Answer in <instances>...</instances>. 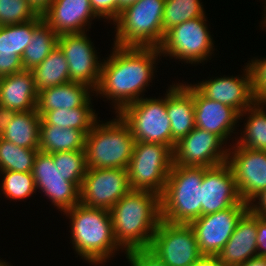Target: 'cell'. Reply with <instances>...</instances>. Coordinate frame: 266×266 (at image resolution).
Segmentation results:
<instances>
[{
	"label": "cell",
	"instance_id": "6da1fadb",
	"mask_svg": "<svg viewBox=\"0 0 266 266\" xmlns=\"http://www.w3.org/2000/svg\"><path fill=\"white\" fill-rule=\"evenodd\" d=\"M158 57L161 52L157 47L113 45L112 54L103 59L100 82L94 93L112 100L118 114L126 105L144 97L142 92L154 79Z\"/></svg>",
	"mask_w": 266,
	"mask_h": 266
},
{
	"label": "cell",
	"instance_id": "7a4b0ae2",
	"mask_svg": "<svg viewBox=\"0 0 266 266\" xmlns=\"http://www.w3.org/2000/svg\"><path fill=\"white\" fill-rule=\"evenodd\" d=\"M109 211L114 237L122 250L150 247L161 221L160 195L130 190Z\"/></svg>",
	"mask_w": 266,
	"mask_h": 266
},
{
	"label": "cell",
	"instance_id": "3957f363",
	"mask_svg": "<svg viewBox=\"0 0 266 266\" xmlns=\"http://www.w3.org/2000/svg\"><path fill=\"white\" fill-rule=\"evenodd\" d=\"M64 214L71 219L72 248L90 264H103L122 249L115 240L109 210L79 203Z\"/></svg>",
	"mask_w": 266,
	"mask_h": 266
},
{
	"label": "cell",
	"instance_id": "277c9868",
	"mask_svg": "<svg viewBox=\"0 0 266 266\" xmlns=\"http://www.w3.org/2000/svg\"><path fill=\"white\" fill-rule=\"evenodd\" d=\"M97 120L86 135L87 168L127 169L133 154L135 138L128 124L120 117L105 123Z\"/></svg>",
	"mask_w": 266,
	"mask_h": 266
},
{
	"label": "cell",
	"instance_id": "5b68a950",
	"mask_svg": "<svg viewBox=\"0 0 266 266\" xmlns=\"http://www.w3.org/2000/svg\"><path fill=\"white\" fill-rule=\"evenodd\" d=\"M203 167L173 164L160 195L161 219L190 224L201 216Z\"/></svg>",
	"mask_w": 266,
	"mask_h": 266
},
{
	"label": "cell",
	"instance_id": "8992f818",
	"mask_svg": "<svg viewBox=\"0 0 266 266\" xmlns=\"http://www.w3.org/2000/svg\"><path fill=\"white\" fill-rule=\"evenodd\" d=\"M165 0H138L121 10L115 24L114 45L122 47H157L164 40Z\"/></svg>",
	"mask_w": 266,
	"mask_h": 266
},
{
	"label": "cell",
	"instance_id": "52a82bcc",
	"mask_svg": "<svg viewBox=\"0 0 266 266\" xmlns=\"http://www.w3.org/2000/svg\"><path fill=\"white\" fill-rule=\"evenodd\" d=\"M173 165V150L161 143L136 141L128 165L131 190L161 195Z\"/></svg>",
	"mask_w": 266,
	"mask_h": 266
},
{
	"label": "cell",
	"instance_id": "ba28073f",
	"mask_svg": "<svg viewBox=\"0 0 266 266\" xmlns=\"http://www.w3.org/2000/svg\"><path fill=\"white\" fill-rule=\"evenodd\" d=\"M128 124L135 141L161 143L172 149L171 124L164 98H141L119 113Z\"/></svg>",
	"mask_w": 266,
	"mask_h": 266
},
{
	"label": "cell",
	"instance_id": "9c48e42d",
	"mask_svg": "<svg viewBox=\"0 0 266 266\" xmlns=\"http://www.w3.org/2000/svg\"><path fill=\"white\" fill-rule=\"evenodd\" d=\"M206 21V17L201 16L169 29L159 47L161 55L190 64L211 60L214 42Z\"/></svg>",
	"mask_w": 266,
	"mask_h": 266
},
{
	"label": "cell",
	"instance_id": "30bf717a",
	"mask_svg": "<svg viewBox=\"0 0 266 266\" xmlns=\"http://www.w3.org/2000/svg\"><path fill=\"white\" fill-rule=\"evenodd\" d=\"M149 249L168 266H193L203 255L189 224L161 219Z\"/></svg>",
	"mask_w": 266,
	"mask_h": 266
},
{
	"label": "cell",
	"instance_id": "8fae6325",
	"mask_svg": "<svg viewBox=\"0 0 266 266\" xmlns=\"http://www.w3.org/2000/svg\"><path fill=\"white\" fill-rule=\"evenodd\" d=\"M130 190L127 169L88 168L80 187V203L110 210Z\"/></svg>",
	"mask_w": 266,
	"mask_h": 266
},
{
	"label": "cell",
	"instance_id": "7c38bea8",
	"mask_svg": "<svg viewBox=\"0 0 266 266\" xmlns=\"http://www.w3.org/2000/svg\"><path fill=\"white\" fill-rule=\"evenodd\" d=\"M249 210L241 201L228 209L203 215L191 222L202 255L217 256L234 233L240 218Z\"/></svg>",
	"mask_w": 266,
	"mask_h": 266
},
{
	"label": "cell",
	"instance_id": "4fadbf2b",
	"mask_svg": "<svg viewBox=\"0 0 266 266\" xmlns=\"http://www.w3.org/2000/svg\"><path fill=\"white\" fill-rule=\"evenodd\" d=\"M89 39L85 32L61 34L58 46L67 60L70 81L84 83L95 91L100 82L102 61Z\"/></svg>",
	"mask_w": 266,
	"mask_h": 266
},
{
	"label": "cell",
	"instance_id": "5bb4252c",
	"mask_svg": "<svg viewBox=\"0 0 266 266\" xmlns=\"http://www.w3.org/2000/svg\"><path fill=\"white\" fill-rule=\"evenodd\" d=\"M235 145L231 149L229 147L227 163L232 169L242 201L250 204L266 189V151Z\"/></svg>",
	"mask_w": 266,
	"mask_h": 266
},
{
	"label": "cell",
	"instance_id": "9a60e30c",
	"mask_svg": "<svg viewBox=\"0 0 266 266\" xmlns=\"http://www.w3.org/2000/svg\"><path fill=\"white\" fill-rule=\"evenodd\" d=\"M217 135L195 127L181 138L173 150V164L214 167L227 162L229 148Z\"/></svg>",
	"mask_w": 266,
	"mask_h": 266
},
{
	"label": "cell",
	"instance_id": "2e32d148",
	"mask_svg": "<svg viewBox=\"0 0 266 266\" xmlns=\"http://www.w3.org/2000/svg\"><path fill=\"white\" fill-rule=\"evenodd\" d=\"M32 174L36 190H42L59 211L64 212L80 203V189L73 182L65 180L54 164L52 154L38 151Z\"/></svg>",
	"mask_w": 266,
	"mask_h": 266
},
{
	"label": "cell",
	"instance_id": "e0dca14e",
	"mask_svg": "<svg viewBox=\"0 0 266 266\" xmlns=\"http://www.w3.org/2000/svg\"><path fill=\"white\" fill-rule=\"evenodd\" d=\"M241 201L232 169L227 162L203 167L201 216L228 209Z\"/></svg>",
	"mask_w": 266,
	"mask_h": 266
},
{
	"label": "cell",
	"instance_id": "ac0fdd59",
	"mask_svg": "<svg viewBox=\"0 0 266 266\" xmlns=\"http://www.w3.org/2000/svg\"><path fill=\"white\" fill-rule=\"evenodd\" d=\"M239 77H216L192 84L203 96L231 106L239 114L254 104L251 77L247 65Z\"/></svg>",
	"mask_w": 266,
	"mask_h": 266
},
{
	"label": "cell",
	"instance_id": "d6986e66",
	"mask_svg": "<svg viewBox=\"0 0 266 266\" xmlns=\"http://www.w3.org/2000/svg\"><path fill=\"white\" fill-rule=\"evenodd\" d=\"M195 127L219 136L227 142L235 131L239 113L231 106L203 96L193 86Z\"/></svg>",
	"mask_w": 266,
	"mask_h": 266
},
{
	"label": "cell",
	"instance_id": "ffe728a7",
	"mask_svg": "<svg viewBox=\"0 0 266 266\" xmlns=\"http://www.w3.org/2000/svg\"><path fill=\"white\" fill-rule=\"evenodd\" d=\"M42 16L57 35L87 33L86 26H91L90 21L99 19L92 10L90 0H53Z\"/></svg>",
	"mask_w": 266,
	"mask_h": 266
},
{
	"label": "cell",
	"instance_id": "44dd1931",
	"mask_svg": "<svg viewBox=\"0 0 266 266\" xmlns=\"http://www.w3.org/2000/svg\"><path fill=\"white\" fill-rule=\"evenodd\" d=\"M38 91L31 70L1 77L0 112H24L37 110Z\"/></svg>",
	"mask_w": 266,
	"mask_h": 266
},
{
	"label": "cell",
	"instance_id": "7402d4cb",
	"mask_svg": "<svg viewBox=\"0 0 266 266\" xmlns=\"http://www.w3.org/2000/svg\"><path fill=\"white\" fill-rule=\"evenodd\" d=\"M166 110L171 124L172 150L195 128L193 85L177 83L166 91Z\"/></svg>",
	"mask_w": 266,
	"mask_h": 266
},
{
	"label": "cell",
	"instance_id": "603a6c76",
	"mask_svg": "<svg viewBox=\"0 0 266 266\" xmlns=\"http://www.w3.org/2000/svg\"><path fill=\"white\" fill-rule=\"evenodd\" d=\"M257 255V215L248 210L217 256L222 266H237Z\"/></svg>",
	"mask_w": 266,
	"mask_h": 266
},
{
	"label": "cell",
	"instance_id": "cb8c5ba5",
	"mask_svg": "<svg viewBox=\"0 0 266 266\" xmlns=\"http://www.w3.org/2000/svg\"><path fill=\"white\" fill-rule=\"evenodd\" d=\"M40 123L37 110L3 113L0 116V137L20 147L39 149Z\"/></svg>",
	"mask_w": 266,
	"mask_h": 266
},
{
	"label": "cell",
	"instance_id": "d4e9b609",
	"mask_svg": "<svg viewBox=\"0 0 266 266\" xmlns=\"http://www.w3.org/2000/svg\"><path fill=\"white\" fill-rule=\"evenodd\" d=\"M95 91L84 83L68 82L44 89L38 93L37 112L41 116L45 111L73 109L83 106Z\"/></svg>",
	"mask_w": 266,
	"mask_h": 266
},
{
	"label": "cell",
	"instance_id": "484cf974",
	"mask_svg": "<svg viewBox=\"0 0 266 266\" xmlns=\"http://www.w3.org/2000/svg\"><path fill=\"white\" fill-rule=\"evenodd\" d=\"M86 134L73 128L55 125H40L39 151L56 153L66 151H85Z\"/></svg>",
	"mask_w": 266,
	"mask_h": 266
},
{
	"label": "cell",
	"instance_id": "4316f807",
	"mask_svg": "<svg viewBox=\"0 0 266 266\" xmlns=\"http://www.w3.org/2000/svg\"><path fill=\"white\" fill-rule=\"evenodd\" d=\"M90 104H92L91 98L81 107L45 111L41 115L40 125L78 129L87 135L98 119Z\"/></svg>",
	"mask_w": 266,
	"mask_h": 266
},
{
	"label": "cell",
	"instance_id": "83f0119b",
	"mask_svg": "<svg viewBox=\"0 0 266 266\" xmlns=\"http://www.w3.org/2000/svg\"><path fill=\"white\" fill-rule=\"evenodd\" d=\"M31 71L38 93L44 89L70 82L68 63L58 45Z\"/></svg>",
	"mask_w": 266,
	"mask_h": 266
},
{
	"label": "cell",
	"instance_id": "f1b7e54d",
	"mask_svg": "<svg viewBox=\"0 0 266 266\" xmlns=\"http://www.w3.org/2000/svg\"><path fill=\"white\" fill-rule=\"evenodd\" d=\"M58 38L54 30L42 20L33 31L32 39L25 48L21 62L25 70H33L58 45Z\"/></svg>",
	"mask_w": 266,
	"mask_h": 266
},
{
	"label": "cell",
	"instance_id": "f546056e",
	"mask_svg": "<svg viewBox=\"0 0 266 266\" xmlns=\"http://www.w3.org/2000/svg\"><path fill=\"white\" fill-rule=\"evenodd\" d=\"M264 107L263 104L254 103L239 114L241 119L246 115L249 118L246 119L243 133L240 131V140L238 139L236 142L240 147L266 151V111L263 109Z\"/></svg>",
	"mask_w": 266,
	"mask_h": 266
},
{
	"label": "cell",
	"instance_id": "4dcf8cb0",
	"mask_svg": "<svg viewBox=\"0 0 266 266\" xmlns=\"http://www.w3.org/2000/svg\"><path fill=\"white\" fill-rule=\"evenodd\" d=\"M43 20L42 14L28 22L0 26V55H18L20 58L33 36L34 28Z\"/></svg>",
	"mask_w": 266,
	"mask_h": 266
},
{
	"label": "cell",
	"instance_id": "1f68e13d",
	"mask_svg": "<svg viewBox=\"0 0 266 266\" xmlns=\"http://www.w3.org/2000/svg\"><path fill=\"white\" fill-rule=\"evenodd\" d=\"M39 149H27L0 137V171L32 172Z\"/></svg>",
	"mask_w": 266,
	"mask_h": 266
},
{
	"label": "cell",
	"instance_id": "d6a6232c",
	"mask_svg": "<svg viewBox=\"0 0 266 266\" xmlns=\"http://www.w3.org/2000/svg\"><path fill=\"white\" fill-rule=\"evenodd\" d=\"M205 16L200 0H165L163 33L185 21Z\"/></svg>",
	"mask_w": 266,
	"mask_h": 266
},
{
	"label": "cell",
	"instance_id": "836d02e7",
	"mask_svg": "<svg viewBox=\"0 0 266 266\" xmlns=\"http://www.w3.org/2000/svg\"><path fill=\"white\" fill-rule=\"evenodd\" d=\"M54 164L79 189L87 172L85 151H66L52 153Z\"/></svg>",
	"mask_w": 266,
	"mask_h": 266
},
{
	"label": "cell",
	"instance_id": "e575fe53",
	"mask_svg": "<svg viewBox=\"0 0 266 266\" xmlns=\"http://www.w3.org/2000/svg\"><path fill=\"white\" fill-rule=\"evenodd\" d=\"M0 174L4 175L0 189L7 199L23 200L36 191L32 172L0 171Z\"/></svg>",
	"mask_w": 266,
	"mask_h": 266
},
{
	"label": "cell",
	"instance_id": "d590c367",
	"mask_svg": "<svg viewBox=\"0 0 266 266\" xmlns=\"http://www.w3.org/2000/svg\"><path fill=\"white\" fill-rule=\"evenodd\" d=\"M38 15L28 0H0V26L28 22Z\"/></svg>",
	"mask_w": 266,
	"mask_h": 266
},
{
	"label": "cell",
	"instance_id": "8d00e7d4",
	"mask_svg": "<svg viewBox=\"0 0 266 266\" xmlns=\"http://www.w3.org/2000/svg\"><path fill=\"white\" fill-rule=\"evenodd\" d=\"M247 67L251 77L254 103L266 105V58L252 59Z\"/></svg>",
	"mask_w": 266,
	"mask_h": 266
},
{
	"label": "cell",
	"instance_id": "74e56055",
	"mask_svg": "<svg viewBox=\"0 0 266 266\" xmlns=\"http://www.w3.org/2000/svg\"><path fill=\"white\" fill-rule=\"evenodd\" d=\"M125 254L131 266H168L149 248L132 249Z\"/></svg>",
	"mask_w": 266,
	"mask_h": 266
},
{
	"label": "cell",
	"instance_id": "f35d334b",
	"mask_svg": "<svg viewBox=\"0 0 266 266\" xmlns=\"http://www.w3.org/2000/svg\"><path fill=\"white\" fill-rule=\"evenodd\" d=\"M90 4L99 18L114 22L119 16L118 0H90Z\"/></svg>",
	"mask_w": 266,
	"mask_h": 266
},
{
	"label": "cell",
	"instance_id": "ab89813d",
	"mask_svg": "<svg viewBox=\"0 0 266 266\" xmlns=\"http://www.w3.org/2000/svg\"><path fill=\"white\" fill-rule=\"evenodd\" d=\"M21 58L18 55H0V77L22 71Z\"/></svg>",
	"mask_w": 266,
	"mask_h": 266
},
{
	"label": "cell",
	"instance_id": "60d3db41",
	"mask_svg": "<svg viewBox=\"0 0 266 266\" xmlns=\"http://www.w3.org/2000/svg\"><path fill=\"white\" fill-rule=\"evenodd\" d=\"M257 251L258 256L266 257V218L257 215Z\"/></svg>",
	"mask_w": 266,
	"mask_h": 266
},
{
	"label": "cell",
	"instance_id": "b9f144b4",
	"mask_svg": "<svg viewBox=\"0 0 266 266\" xmlns=\"http://www.w3.org/2000/svg\"><path fill=\"white\" fill-rule=\"evenodd\" d=\"M259 200V201H256ZM254 202L256 204H254ZM249 210L260 217L266 218V189L258 194L250 204H248Z\"/></svg>",
	"mask_w": 266,
	"mask_h": 266
},
{
	"label": "cell",
	"instance_id": "7bdbcfd3",
	"mask_svg": "<svg viewBox=\"0 0 266 266\" xmlns=\"http://www.w3.org/2000/svg\"><path fill=\"white\" fill-rule=\"evenodd\" d=\"M193 266H222L218 256L203 255Z\"/></svg>",
	"mask_w": 266,
	"mask_h": 266
},
{
	"label": "cell",
	"instance_id": "ee69618b",
	"mask_svg": "<svg viewBox=\"0 0 266 266\" xmlns=\"http://www.w3.org/2000/svg\"><path fill=\"white\" fill-rule=\"evenodd\" d=\"M53 0H28L35 10L42 14L51 4Z\"/></svg>",
	"mask_w": 266,
	"mask_h": 266
},
{
	"label": "cell",
	"instance_id": "f6af8a7d",
	"mask_svg": "<svg viewBox=\"0 0 266 266\" xmlns=\"http://www.w3.org/2000/svg\"><path fill=\"white\" fill-rule=\"evenodd\" d=\"M237 266H266V257L257 255Z\"/></svg>",
	"mask_w": 266,
	"mask_h": 266
},
{
	"label": "cell",
	"instance_id": "bcb514c9",
	"mask_svg": "<svg viewBox=\"0 0 266 266\" xmlns=\"http://www.w3.org/2000/svg\"><path fill=\"white\" fill-rule=\"evenodd\" d=\"M138 0H118L119 14L124 8L136 3Z\"/></svg>",
	"mask_w": 266,
	"mask_h": 266
},
{
	"label": "cell",
	"instance_id": "7dc6e473",
	"mask_svg": "<svg viewBox=\"0 0 266 266\" xmlns=\"http://www.w3.org/2000/svg\"><path fill=\"white\" fill-rule=\"evenodd\" d=\"M265 5H266V0H265ZM264 7H265V8H264L263 11L266 13V10H265V9H266V6H264ZM265 13H264V16H265V17H264V21H262L263 24H264L263 27H264V26L266 27V14H265Z\"/></svg>",
	"mask_w": 266,
	"mask_h": 266
},
{
	"label": "cell",
	"instance_id": "c3c4849f",
	"mask_svg": "<svg viewBox=\"0 0 266 266\" xmlns=\"http://www.w3.org/2000/svg\"><path fill=\"white\" fill-rule=\"evenodd\" d=\"M0 266H11L8 264V262H4V260H0Z\"/></svg>",
	"mask_w": 266,
	"mask_h": 266
}]
</instances>
